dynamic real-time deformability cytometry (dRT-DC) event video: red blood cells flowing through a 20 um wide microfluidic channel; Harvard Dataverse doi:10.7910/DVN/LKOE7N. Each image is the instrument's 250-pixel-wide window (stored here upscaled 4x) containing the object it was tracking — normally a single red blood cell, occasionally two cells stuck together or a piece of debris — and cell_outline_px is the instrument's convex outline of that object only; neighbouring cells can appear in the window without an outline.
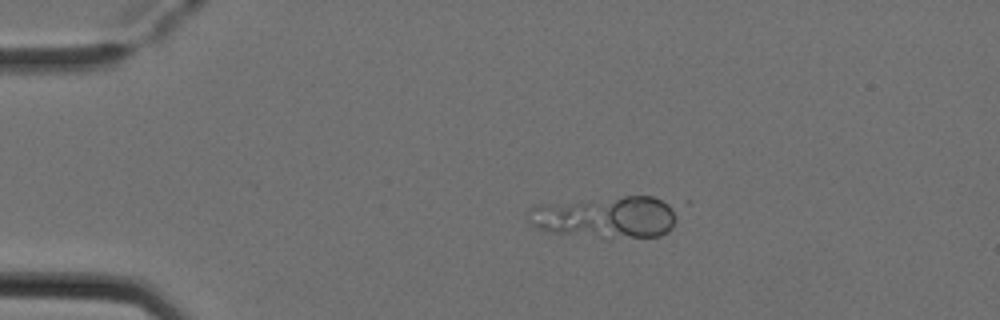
{"species": "Egyptian fruit bat (a non-hibernating species)", "species_latin": "Rousettus aegyptiacus", "temperature_condition": "cold", "stored_images_in_passage": 7, "segment_of_instrument_passage": [1, 2], "camera_frame_rate_fps": 3000, "um_per_image_px": 0.085, "animal": {"sex": "female"}, "frame": {"image": 1, "passage_image": 3, "time_ms": 0.667, "image_size_px": [1000, 320], "cell_outline_px": [[672, 228], [668, 232], [660, 236], [600, 236], [548, 232], [536, 228], [532, 224], [528, 212], [528, 208], [536, 204], [624, 196], [652, 196], [668, 204], [672, 208]], "centroid_in_image_um": [51.41, 18.43], "position_along_channel_um": 33.6, "area_um2": 35.37}}